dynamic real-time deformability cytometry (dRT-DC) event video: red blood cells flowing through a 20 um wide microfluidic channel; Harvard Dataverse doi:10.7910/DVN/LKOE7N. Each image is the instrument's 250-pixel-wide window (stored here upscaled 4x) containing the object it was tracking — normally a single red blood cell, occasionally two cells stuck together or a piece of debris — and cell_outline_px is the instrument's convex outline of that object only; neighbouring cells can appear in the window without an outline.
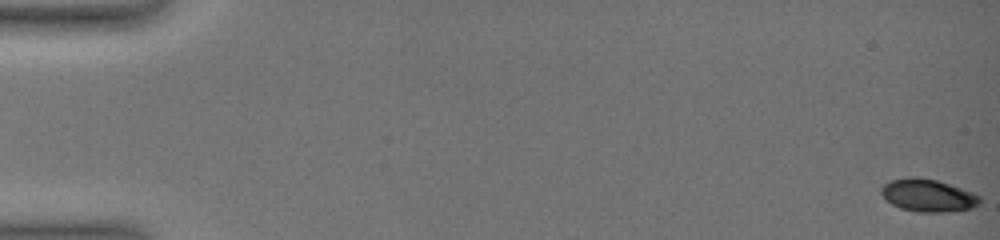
{"species": "common noctule bat (a hibernating species)", "species_latin": "Nyctalus noctula", "temperature_condition": "warm", "stored_images_in_passage": 70, "camera_frame_rate_fps": 3000, "um_per_image_px": 0.085, "animal": {"sex": "female", "body_mass_g": 19.0, "forearm_length_mm": 51.5}, "frame": {"image": 1, "passage_image": 1, "time_ms": 0.0, "image_size_px": [1000, 240], "cell_outline_px": [[980, 204], [972, 208], [944, 212], [916, 212], [900, 208], [884, 200], [880, 192], [880, 188], [884, 184], [892, 180], [908, 176], [920, 176], [936, 180], [972, 192], [980, 196]], "centroid_in_image_um": [78.83, 16.6], "position_along_channel_um": 6.2, "area_um2": 18.9}}
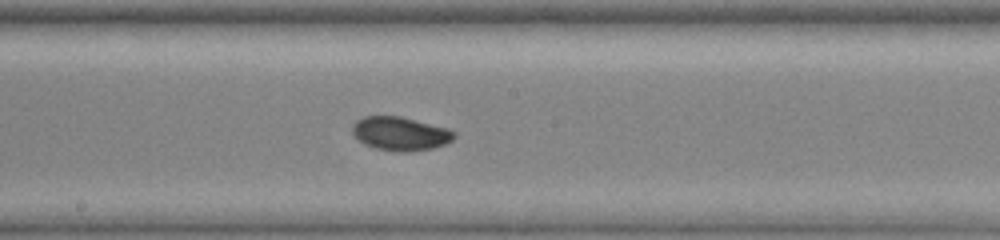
{"frame": {"image": 2, "passage_image": 41, "time_ms": 10.333, "image_size_px": [1000, 240], "cell_outline_px": [[456, 136], [452, 140], [444, 144], [432, 148], [408, 152], [396, 152], [376, 148], [364, 144], [352, 132], [352, 124], [356, 120], [364, 116], [400, 116], [448, 128], [456, 132]], "centroid_in_image_um": [34.03, 11.35], "position_along_channel_um": 214.2, "area_um2": 20.0}}
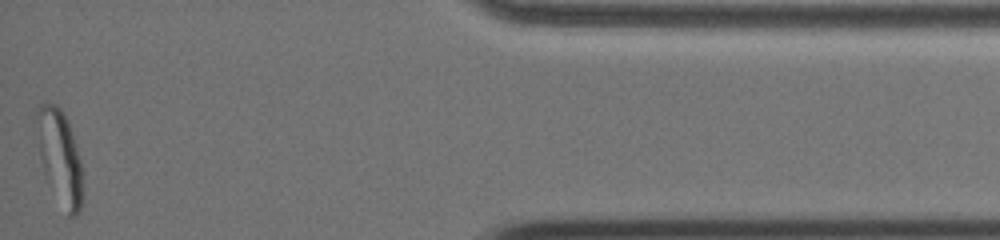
{"frame": {"image": 3, "passage_image": 70, "time_ms": 17.333, "image_size_px": [1000, 240], "cell_outline_px": [[80, 212], [76, 216], [68, 216], [48, 184], [40, 160], [32, 120], [40, 104], [56, 104], [64, 112], [68, 120], [80, 160]], "centroid_in_image_um": [4.99, 13.26], "position_along_channel_um": 430.2, "area_um2": 25.37}, "authors_computed_cell_mechanics": {"area_um2": 19.652, "velocity_mm_per_s": 3.7808, "shape_relaxation_time_tau1_ms": 4.6505, "shape_relaxation_time_tau2_ms": 1.0702, "deformation_change_tau1": 0.157, "deformation_change_tau2": 0.027}}